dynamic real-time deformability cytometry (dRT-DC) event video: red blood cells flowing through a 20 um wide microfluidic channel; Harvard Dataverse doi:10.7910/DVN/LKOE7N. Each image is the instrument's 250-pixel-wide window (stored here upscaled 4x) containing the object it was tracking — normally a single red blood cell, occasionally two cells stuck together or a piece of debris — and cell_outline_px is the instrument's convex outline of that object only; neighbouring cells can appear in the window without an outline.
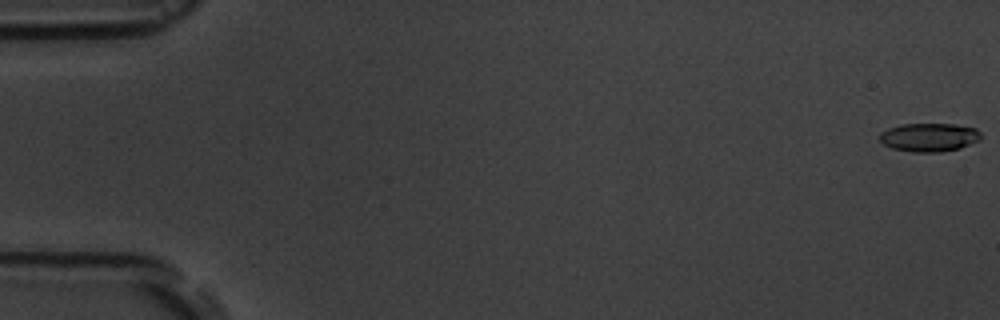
{"species": "common noctule bat (a hibernating species)", "species_latin": "Nyctalus noctula", "temperature_condition": "room temperature", "stored_images_in_passage": 9, "camera_frame_rate_fps": 3000, "um_per_image_px": 0.085, "animal": {"sex": "male", "body_mass_g": 19.5, "forearm_length_mm": 54.6}, "frame": {"image": 1, "passage_image": 1, "time_ms": 0.0, "image_size_px": [1000, 320], "cell_outline_px": [[980, 140], [960, 148], [940, 152], [912, 152], [892, 148], [884, 144], [880, 140], [880, 132], [888, 128], [900, 124], [956, 124], [976, 128], [980, 132]], "centroid_in_image_um": [78.98, 11.66], "position_along_channel_um": 6.0, "area_um2": 16.88}}
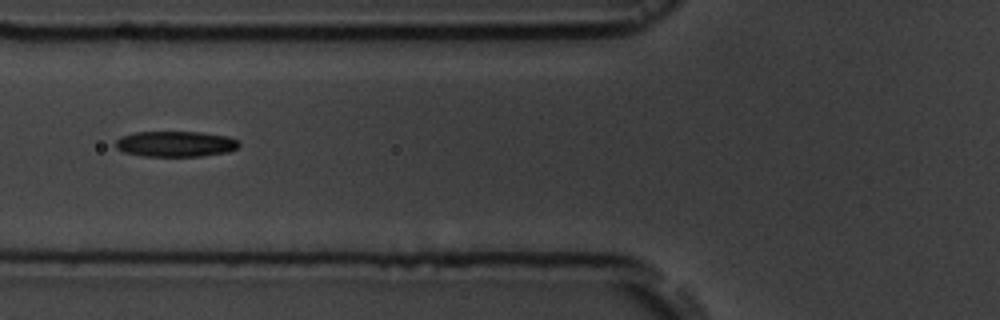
{"frame": {"image": 2, "passage_image": 7, "time_ms": 7.0, "image_size_px": [1000, 320], "cell_outline_px": [[240, 144], [236, 148], [228, 152], [200, 156], [144, 156], [124, 152], [116, 148], [116, 140], [120, 136], [136, 132], [200, 132], [228, 136], [236, 140]], "centroid_in_image_um": [14.9, 12.23], "position_along_channel_um": 110.9, "area_um2": 18.38}}
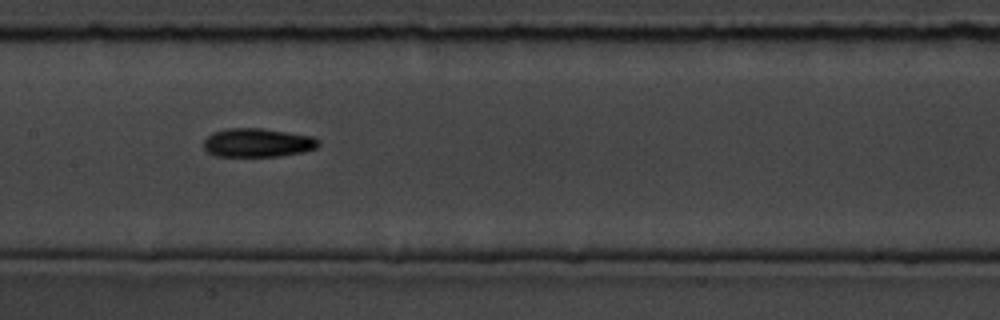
{"frame": {"image": 3, "passage_image": 9, "time_ms": 9.0, "image_size_px": [1000, 320], "cell_outline_px": [[320, 144], [316, 148], [304, 152], [280, 156], [216, 156], [208, 152], [204, 148], [204, 140], [212, 132], [228, 128], [264, 128], [312, 136], [320, 140]], "centroid_in_image_um": [21.92, 12.12], "position_along_channel_um": 185.5, "area_um2": 19.36}}